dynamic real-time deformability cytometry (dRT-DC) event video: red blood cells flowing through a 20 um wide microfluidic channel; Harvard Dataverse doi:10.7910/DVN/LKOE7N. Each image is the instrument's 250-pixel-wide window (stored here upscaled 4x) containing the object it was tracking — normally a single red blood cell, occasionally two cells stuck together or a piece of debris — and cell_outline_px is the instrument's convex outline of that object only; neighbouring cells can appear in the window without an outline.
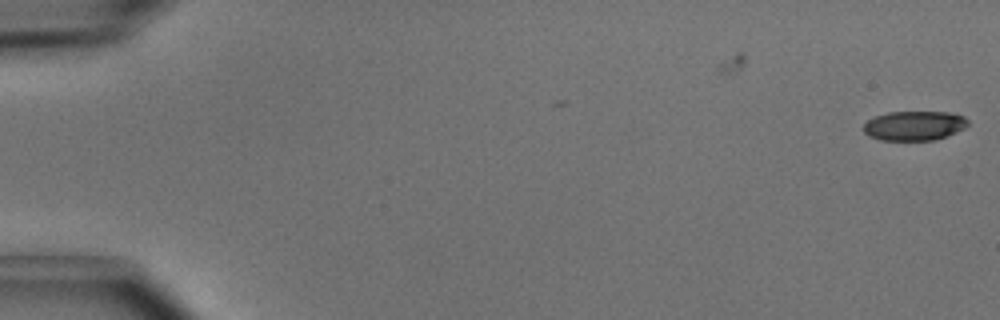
{"species": "common noctule bat (a hibernating species)", "species_latin": "Nyctalus noctula", "temperature_condition": "cold", "stored_images_in_passage": 3, "camera_frame_rate_fps": 3000, "um_per_image_px": 0.085, "animal": {"sex": "male", "body_mass_g": 15.6}, "frame": {"image": 1, "passage_image": 3, "time_ms": 0.667, "image_size_px": [1000, 320], "cell_outline_px": [[968, 124], [964, 128], [948, 136], [936, 140], [880, 140], [868, 136], [864, 132], [864, 124], [868, 120], [876, 116], [888, 112], [948, 112], [964, 116], [968, 120]], "centroid_in_image_um": [77.72, 10.69], "position_along_channel_um": 7.3, "area_um2": 17.98}}